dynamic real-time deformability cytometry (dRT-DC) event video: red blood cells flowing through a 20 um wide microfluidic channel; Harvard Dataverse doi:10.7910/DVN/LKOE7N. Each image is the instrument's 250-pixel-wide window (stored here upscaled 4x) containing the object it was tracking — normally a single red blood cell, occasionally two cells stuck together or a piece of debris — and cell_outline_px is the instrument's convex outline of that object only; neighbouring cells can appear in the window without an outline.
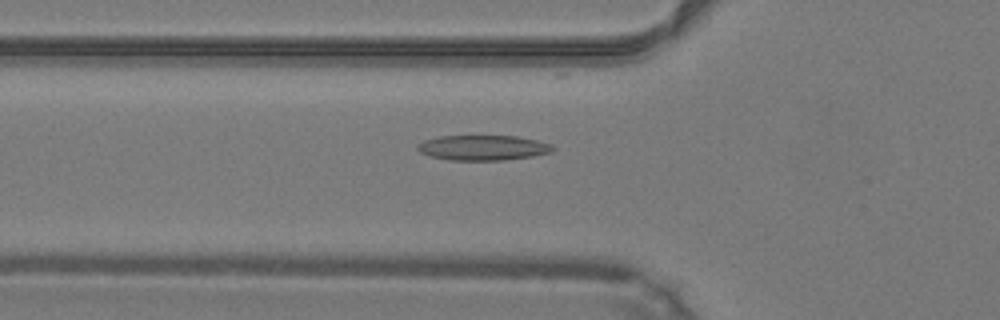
{"species": "common noctule bat (a hibernating species)", "species_latin": "Nyctalus noctula", "temperature_condition": "warm", "stored_images_in_passage": 30, "camera_frame_rate_fps": 3000, "um_per_image_px": 0.085, "animal": {"sex": "male", "body_mass_g": 19.2, "forearm_length_mm": 51.8}, "frame": {"image": 1, "passage_image": 8, "time_ms": 2.333, "image_size_px": [1000, 320], "cell_outline_px": [[556, 148], [552, 152], [532, 156], [504, 160], [448, 160], [432, 156], [420, 152], [416, 148], [416, 144], [424, 140], [440, 136], [516, 136], [536, 140], [552, 144]], "centroid_in_image_um": [41.06, 12.55], "position_along_channel_um": 84.7, "area_um2": 19.83}}
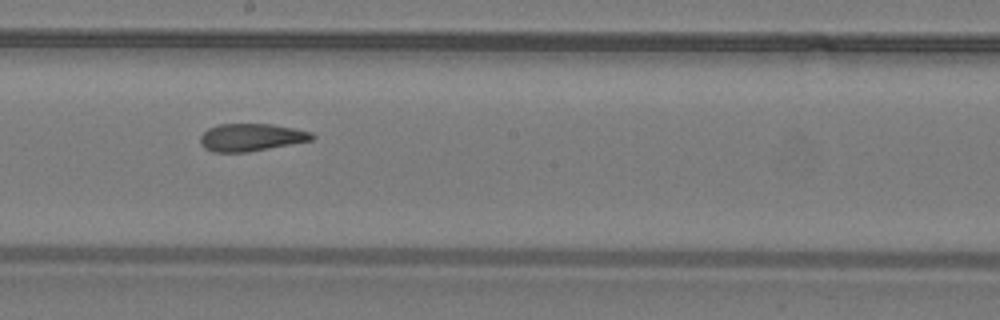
{"frame": {"image": 2, "passage_image": 18, "time_ms": 5.667, "image_size_px": [1000, 320], "cell_outline_px": [[316, 136], [312, 140], [248, 152], [212, 152], [204, 148], [200, 144], [200, 136], [208, 128], [220, 124], [272, 124], [312, 132]], "centroid_in_image_um": [21.32, 11.68], "position_along_channel_um": 226.9, "area_um2": 17.92}}
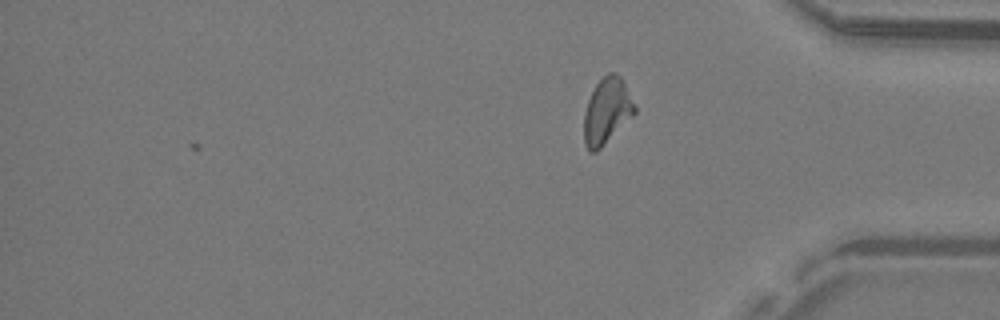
{"frame": {"image": 3, "passage_image": 30, "time_ms": 9.667, "image_size_px": [1000, 320], "cell_outline_px": [[636, 112], [596, 152], [588, 152], [584, 144], [584, 112], [588, 100], [596, 84], [608, 72], [616, 72], [620, 76], [636, 108]], "centroid_in_image_um": [51.55, 9.45], "position_along_channel_um": 383.6, "area_um2": 19.13}, "authors_computed_cell_mechanics": {"area_um2": 18.6116, "velocity_mm_per_s": 4.2484, "shape_relaxation_time_tau1_ms": 7.4938, "shape_relaxation_time_tau2_ms": 2.2147, "deformation_change_tau1": 0.2155, "deformation_change_tau2": 0.098}}